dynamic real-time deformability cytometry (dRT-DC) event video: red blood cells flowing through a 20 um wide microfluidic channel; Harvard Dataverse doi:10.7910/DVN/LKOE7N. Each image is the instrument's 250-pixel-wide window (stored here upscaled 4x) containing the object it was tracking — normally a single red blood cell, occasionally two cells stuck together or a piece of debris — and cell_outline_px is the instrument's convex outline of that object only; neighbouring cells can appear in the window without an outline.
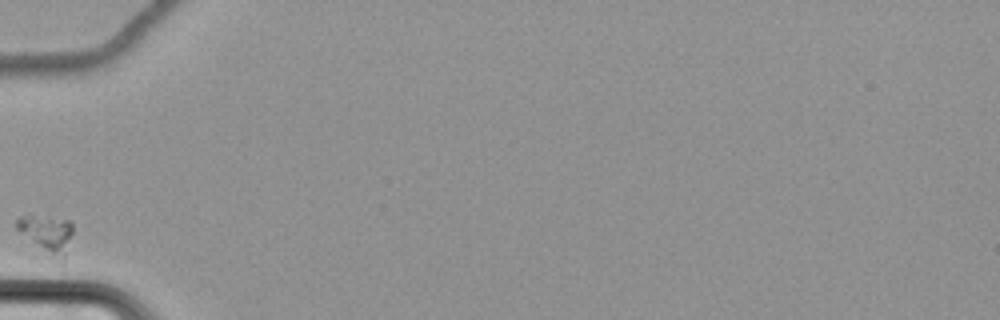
{"species": "common noctule bat (a hibernating species)", "species_latin": "Nyctalus noctula", "temperature_condition": "cold", "stored_images_in_passage": 32, "camera_frame_rate_fps": 3000, "um_per_image_px": 0.085, "animal": {"sex": "female", "body_mass_g": 22.7, "forearm_length_mm": 54.2}, "frame": {"image": 1, "passage_image": 1, "time_ms": 0.0, "image_size_px": [1000, 320], "cell_outline_px": [[72, 232], [64, 264], [60, 268], [32, 256], [16, 228], [16, 220], [20, 216], [32, 216], [68, 220], [72, 224]], "centroid_in_image_um": [3.9, 20.22], "position_along_channel_um": 81.1, "area_um2": 14.85}}
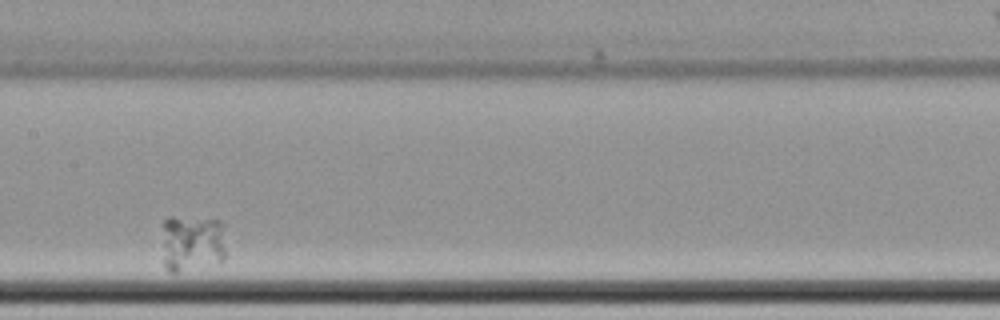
{"frame": {"image": 2, "passage_image": 12, "time_ms": 3.667, "image_size_px": [1000, 320], "cell_outline_px": [[224, 260], [220, 264], [176, 272], [168, 272], [164, 268], [164, 220], [168, 216], [172, 216], [220, 220], [224, 224]], "centroid_in_image_um": [16.37, 20.68], "position_along_channel_um": 191.0, "area_um2": 21.73}}
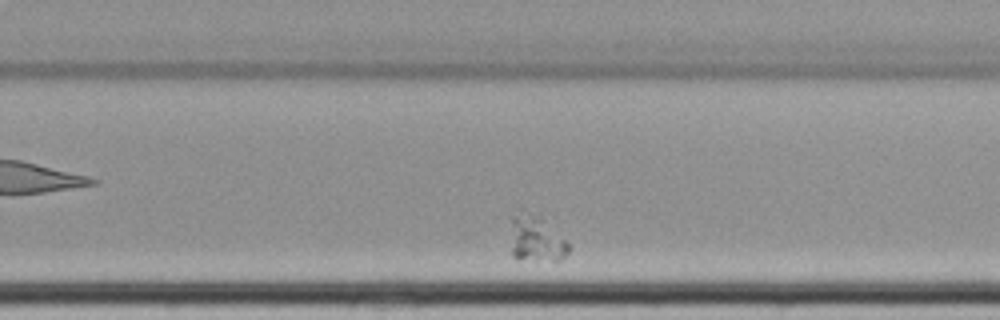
{"frame": {"image": 3, "passage_image": 21, "time_ms": 6.667, "image_size_px": [1000, 320], "cell_outline_px": [[572, 248], [560, 260], [552, 260], [512, 256], [512, 216], [520, 208], [544, 220]], "centroid_in_image_um": [45.56, 20.26], "position_along_channel_um": 284.2, "area_um2": 14.91}}